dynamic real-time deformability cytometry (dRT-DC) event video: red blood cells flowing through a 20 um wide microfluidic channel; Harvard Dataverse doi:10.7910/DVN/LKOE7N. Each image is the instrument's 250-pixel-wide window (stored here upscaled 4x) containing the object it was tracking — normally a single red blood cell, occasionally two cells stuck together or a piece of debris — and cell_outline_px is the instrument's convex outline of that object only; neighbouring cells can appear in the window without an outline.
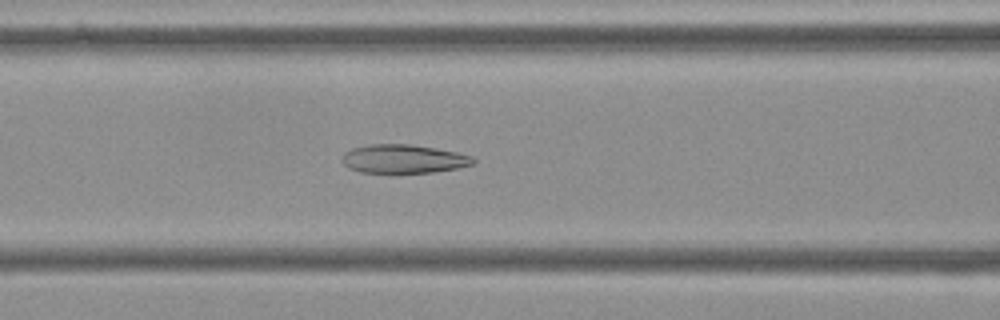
{"species": "Egyptian fruit bat (a non-hibernating species)", "species_latin": "Rousettus aegyptiacus", "temperature_condition": "cold", "stored_images_in_passage": 56, "camera_frame_rate_fps": 3000, "um_per_image_px": 0.085, "frame": {"image": 1, "passage_image": 23, "time_ms": 7.333, "image_size_px": [1000, 320], "cell_outline_px": [[476, 160], [472, 164], [456, 168], [432, 172], [360, 172], [348, 168], [340, 160], [340, 156], [344, 152], [352, 148], [368, 144], [412, 144], [436, 148], [456, 152], [472, 156]], "centroid_in_image_um": [34.24, 13.49], "position_along_channel_um": 132.4, "area_um2": 21.91}}
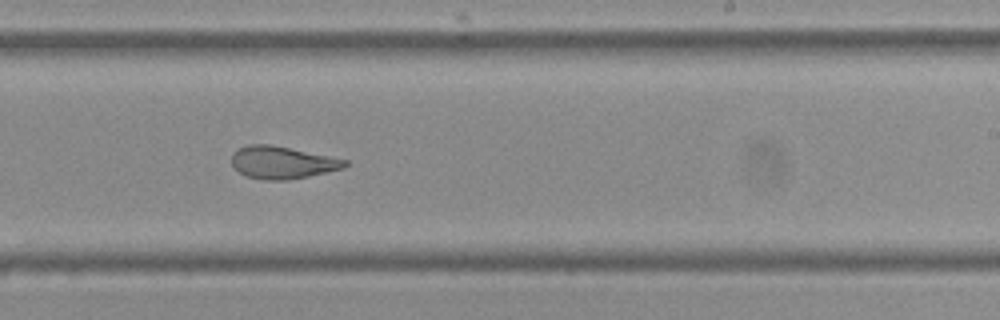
{"frame": {"image": 2, "passage_image": 34, "time_ms": 11.0, "image_size_px": [1000, 320], "cell_outline_px": [[348, 164], [344, 168], [308, 176], [288, 180], [264, 180], [248, 176], [240, 172], [232, 164], [232, 152], [236, 148], [248, 144], [268, 144], [348, 160]], "centroid_in_image_um": [23.96, 13.81], "position_along_channel_um": 265.0, "area_um2": 21.15}}
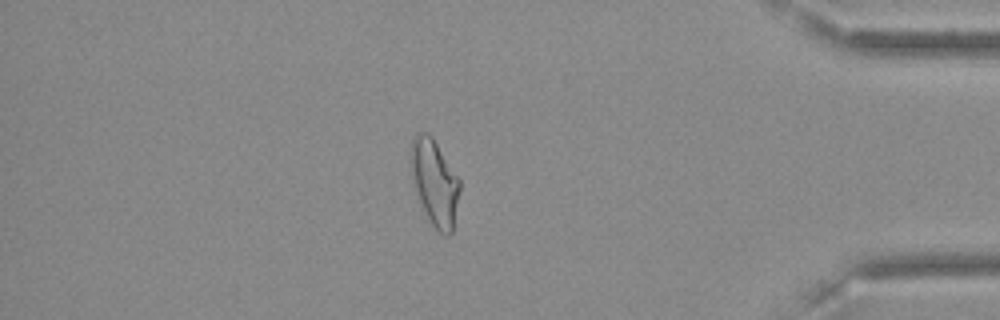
{"frame": {"image": 3, "passage_image": 48, "time_ms": 15.667, "image_size_px": [1000, 320], "cell_outline_px": [[460, 188], [452, 232], [448, 236], [444, 236], [428, 220], [412, 184], [412, 140], [420, 132], [428, 132], [432, 136], [460, 180]], "centroid_in_image_um": [36.95, 15.54], "position_along_channel_um": 398.2, "area_um2": 24.1}, "authors_computed_cell_mechanics": {"area_um2": 24.1893, "velocity_mm_per_s": 3.6215, "shape_relaxation_time_tau1_ms": null, "shape_relaxation_time_tau2_ms": 2.0969, "deformation_change_tau1": null, "deformation_change_tau2": 0.0896}}